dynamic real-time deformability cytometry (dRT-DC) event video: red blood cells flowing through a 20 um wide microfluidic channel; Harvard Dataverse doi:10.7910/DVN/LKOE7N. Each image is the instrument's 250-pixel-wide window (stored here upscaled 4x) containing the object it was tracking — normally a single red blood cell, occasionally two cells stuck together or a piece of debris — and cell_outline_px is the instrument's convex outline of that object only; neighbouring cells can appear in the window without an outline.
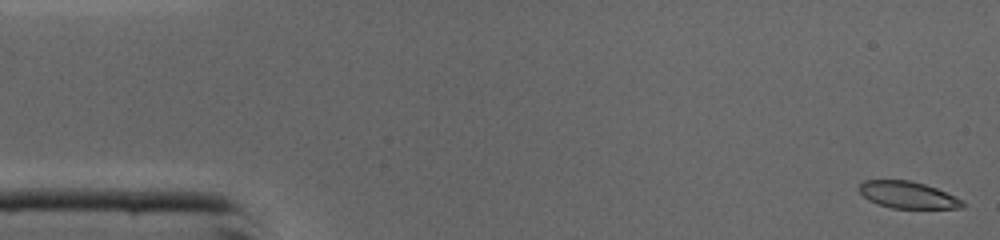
{"species": "common noctule bat (a hibernating species)", "species_latin": "Nyctalus noctula", "temperature_condition": "cold", "stored_images_in_passage": 45, "camera_frame_rate_fps": 3000, "um_per_image_px": 0.085, "animal": {"sex": "male", "body_mass_g": 19.0, "forearm_length_mm": 50.8}, "frame": {"image": 1, "passage_image": 1, "time_ms": 0.0, "image_size_px": [1000, 240], "cell_outline_px": [[964, 208], [892, 208], [876, 204], [868, 200], [860, 192], [860, 184], [864, 180], [912, 180], [936, 188], [964, 200]], "centroid_in_image_um": [77.17, 16.57], "position_along_channel_um": 7.8, "area_um2": 16.18}}
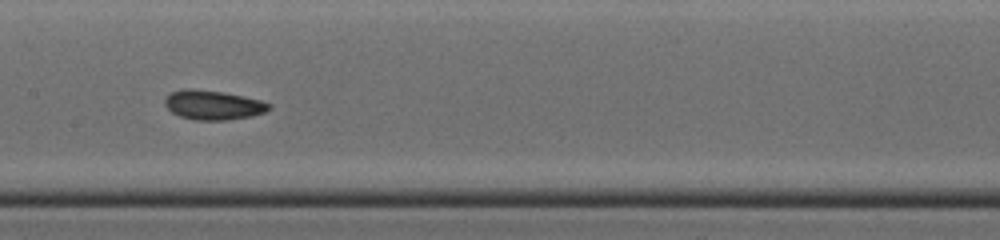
{"frame": {"image": 2, "passage_image": 22, "time_ms": 7.0, "image_size_px": [1000, 240], "cell_outline_px": [[272, 108], [264, 112], [252, 116], [228, 120], [192, 120], [180, 116], [172, 112], [164, 104], [164, 100], [172, 92], [184, 88], [192, 88], [224, 92], [260, 100], [272, 104]], "centroid_in_image_um": [18.12, 8.93], "position_along_channel_um": 189.3, "area_um2": 17.92}}
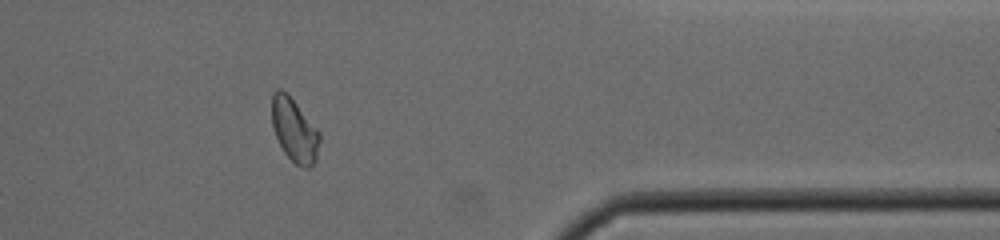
{"frame": {"image": 3, "passage_image": 37, "time_ms": 12.0, "image_size_px": [1000, 240], "cell_outline_px": [[320, 140], [316, 160], [308, 168], [304, 168], [296, 164], [284, 152], [276, 136], [272, 124], [272, 96], [276, 88], [280, 88], [288, 92], [320, 132]], "centroid_in_image_um": [25.03, 11.02], "position_along_channel_um": 386.4, "area_um2": 17.74}, "authors_computed_cell_mechanics": {"area_um2": 17.5134, "velocity_mm_per_s": 4.3612, "shape_relaxation_time_tau1_ms": 4.0628, "shape_relaxation_time_tau2_ms": 2.2159, "deformation_change_tau1": 0.1127, "deformation_change_tau2": 0.063}}